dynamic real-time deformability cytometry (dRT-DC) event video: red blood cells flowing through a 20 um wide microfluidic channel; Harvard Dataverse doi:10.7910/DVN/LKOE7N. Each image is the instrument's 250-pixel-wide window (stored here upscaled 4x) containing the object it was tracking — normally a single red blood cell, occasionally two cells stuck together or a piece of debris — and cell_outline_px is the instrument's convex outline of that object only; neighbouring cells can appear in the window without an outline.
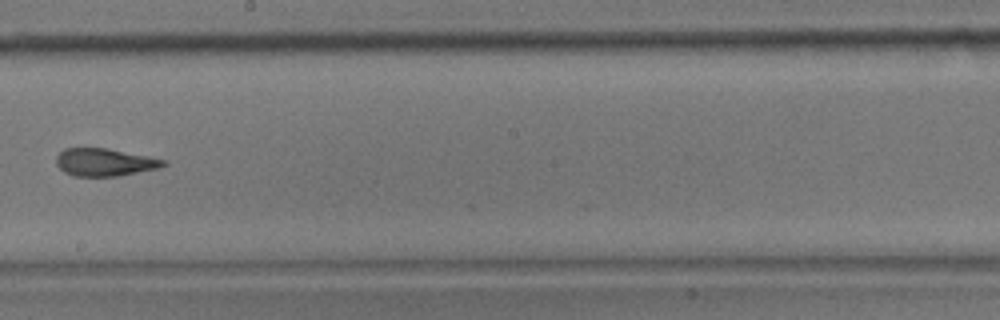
{"species": "common noctule bat (a hibernating species)", "species_latin": "Nyctalus noctula", "temperature_condition": "room temperature", "stored_images_in_passage": 15, "camera_frame_rate_fps": 3000, "um_per_image_px": 0.085, "animal": {"sex": "male", "body_mass_g": 17.9}, "frame": {"image": 1, "passage_image": 9, "time_ms": 10.0, "image_size_px": [1000, 320], "cell_outline_px": [[168, 164], [160, 168], [116, 176], [72, 176], [64, 172], [56, 164], [56, 156], [64, 148], [108, 148], [168, 160]], "centroid_in_image_um": [8.91, 13.79], "position_along_channel_um": 239.3, "area_um2": 17.4}}
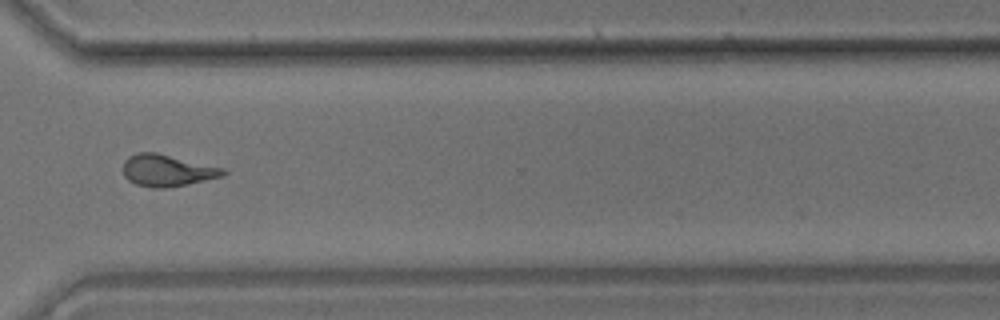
{"frame": {"image": 2, "passage_image": 12, "time_ms": 13.333, "image_size_px": [1000, 320], "cell_outline_px": [[228, 172], [224, 176], [188, 184], [164, 188], [152, 188], [136, 184], [128, 180], [124, 176], [124, 160], [128, 156], [140, 152], [156, 152], [224, 168]], "centroid_in_image_um": [14.22, 14.49], "position_along_channel_um": 356.4, "area_um2": 18.55}}
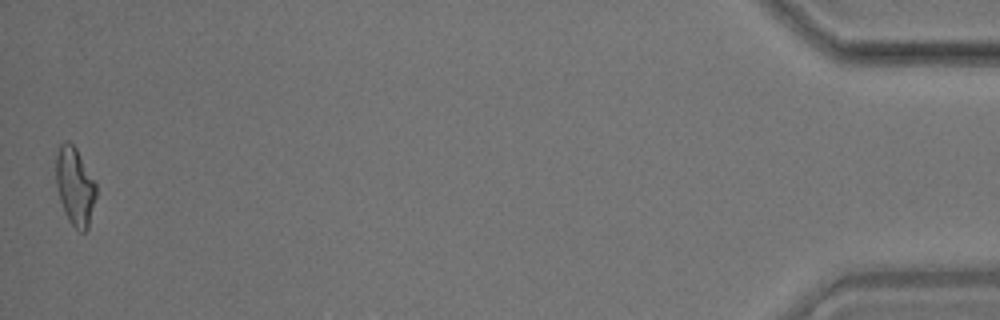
{"frame": {"image": 3, "passage_image": 15, "time_ms": 18.0, "image_size_px": [1000, 320], "cell_outline_px": [[96, 196], [88, 228], [84, 232], [80, 232], [68, 220], [60, 200], [56, 184], [56, 156], [60, 144], [64, 140], [68, 140], [76, 148], [96, 184]], "centroid_in_image_um": [6.36, 15.83], "position_along_channel_um": 428.8, "area_um2": 18.09}, "authors_computed_cell_mechanics": {"area_um2": 17.5712, "velocity_mm_per_s": 3.5146, "shape_relaxation_time_tau1_ms": null, "shape_relaxation_time_tau2_ms": 2.2234, "deformation_change_tau1": null, "deformation_change_tau2": 0.0628}}